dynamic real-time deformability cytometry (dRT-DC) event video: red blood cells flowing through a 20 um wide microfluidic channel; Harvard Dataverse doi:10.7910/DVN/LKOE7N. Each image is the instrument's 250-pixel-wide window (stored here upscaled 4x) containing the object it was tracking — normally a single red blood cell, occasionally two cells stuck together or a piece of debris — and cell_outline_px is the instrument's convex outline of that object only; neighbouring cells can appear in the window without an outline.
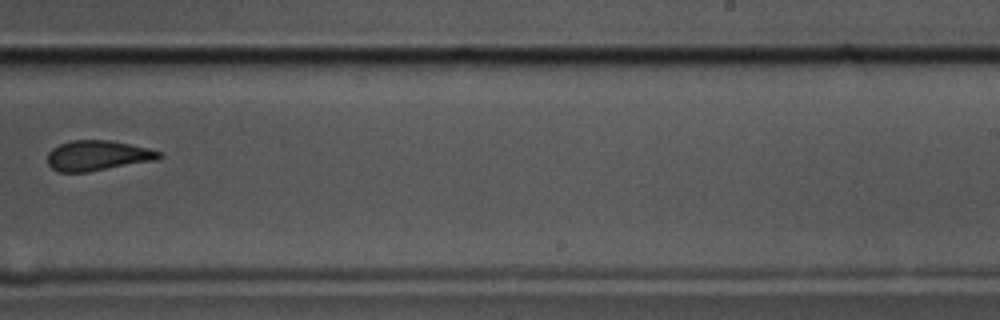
{"species": "common noctule bat (a hibernating species)", "species_latin": "Nyctalus noctula", "temperature_condition": "cold", "stored_images_in_passage": 11, "camera_frame_rate_fps": 3000, "um_per_image_px": 0.085, "animal": {"sex": "male", "body_mass_g": 17.5, "forearm_length_mm": 52.3}, "frame": {"image": 1, "passage_image": 8, "time_ms": 2.333, "image_size_px": [1000, 320], "cell_outline_px": [[164, 156], [156, 160], [88, 172], [60, 172], [52, 168], [48, 164], [48, 152], [52, 148], [60, 144], [72, 140], [108, 140], [148, 148], [160, 152]], "centroid_in_image_um": [8.29, 13.23], "position_along_channel_um": 280.7, "area_um2": 19.54}}
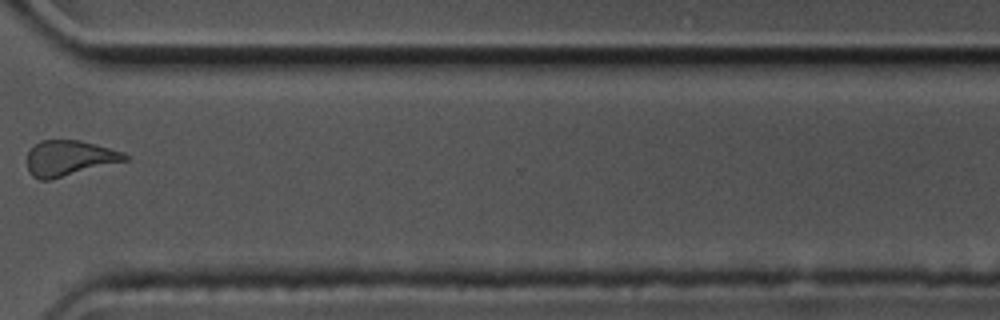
{"frame": {"image": 2, "passage_image": 10, "time_ms": 3.0, "image_size_px": [1000, 320], "cell_outline_px": [[128, 160], [52, 180], [40, 180], [32, 176], [28, 172], [28, 152], [40, 140], [80, 140], [96, 144], [124, 152], [128, 156]], "centroid_in_image_um": [5.89, 13.45], "position_along_channel_um": 364.7, "area_um2": 20.35}}